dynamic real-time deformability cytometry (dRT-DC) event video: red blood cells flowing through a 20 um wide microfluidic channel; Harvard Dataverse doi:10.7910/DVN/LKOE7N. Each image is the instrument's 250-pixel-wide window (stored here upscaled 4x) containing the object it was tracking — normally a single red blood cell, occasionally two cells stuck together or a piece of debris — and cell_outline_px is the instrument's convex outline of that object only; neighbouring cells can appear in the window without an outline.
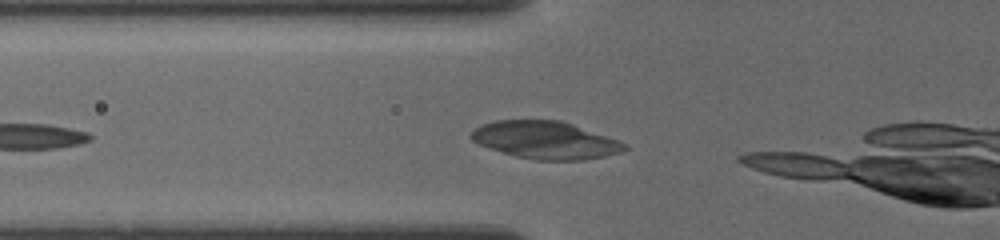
{"species": "common noctule bat (a hibernating species)", "species_latin": "Nyctalus noctula", "temperature_condition": "cold", "stored_images_in_passage": 4, "camera_frame_rate_fps": 3000, "um_per_image_px": 0.085, "animal": {"sex": "female", "body_mass_g": 19.5, "forearm_length_mm": 54.1}, "frame": {"image": 1, "passage_image": 2, "time_ms": 0.333, "image_size_px": [1000, 240], "cell_outline_px": [[628, 148], [620, 152], [604, 156], [584, 160], [536, 160], [516, 156], [480, 144], [472, 140], [468, 136], [476, 128], [484, 124], [496, 120], [560, 120], [572, 124], [628, 144]], "centroid_in_image_um": [46.37, 11.91], "position_along_channel_um": 79.4, "area_um2": 33.06}}